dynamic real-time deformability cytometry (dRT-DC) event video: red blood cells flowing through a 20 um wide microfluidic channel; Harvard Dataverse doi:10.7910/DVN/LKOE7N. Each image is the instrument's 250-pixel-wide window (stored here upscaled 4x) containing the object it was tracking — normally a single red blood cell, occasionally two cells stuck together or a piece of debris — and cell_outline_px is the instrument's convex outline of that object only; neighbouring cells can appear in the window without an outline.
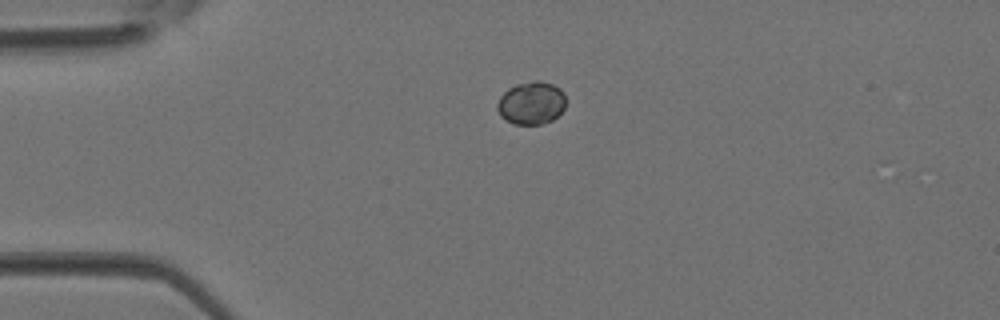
{"species": "Egyptian fruit bat (a non-hibernating species)", "species_latin": "Rousettus aegyptiacus", "temperature_condition": "room temperature", "stored_images_in_passage": 2, "camera_frame_rate_fps": 3000, "um_per_image_px": 0.085, "animal": {"sex": "female"}, "frame": {"image": 1, "passage_image": 1, "time_ms": 0.0, "image_size_px": [1000, 320], "cell_outline_px": [[564, 108], [552, 120], [540, 124], [512, 124], [500, 116], [496, 108], [496, 104], [500, 96], [508, 88], [516, 84], [536, 80], [540, 80], [552, 84], [560, 88], [564, 92]], "centroid_in_image_um": [45.13, 8.75], "position_along_channel_um": 39.9, "area_um2": 17.17}}